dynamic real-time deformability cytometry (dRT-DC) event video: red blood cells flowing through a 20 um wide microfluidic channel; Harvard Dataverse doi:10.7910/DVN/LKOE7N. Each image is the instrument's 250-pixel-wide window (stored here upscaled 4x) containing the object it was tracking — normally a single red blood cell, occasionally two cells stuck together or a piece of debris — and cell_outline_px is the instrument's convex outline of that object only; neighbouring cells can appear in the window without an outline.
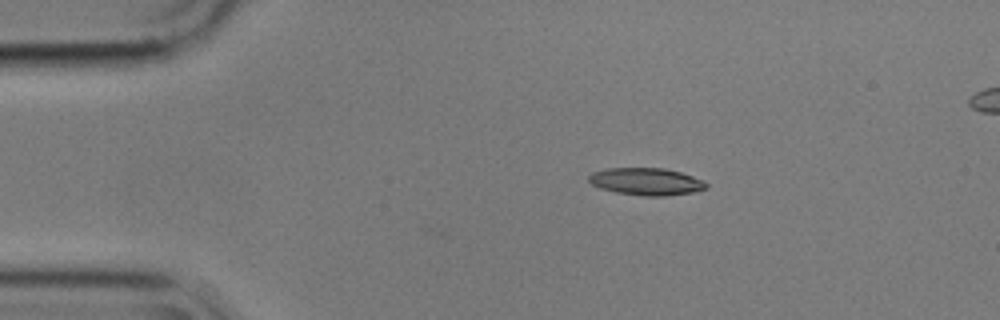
{"species": "common noctule bat (a hibernating species)", "species_latin": "Nyctalus noctula", "temperature_condition": "cold", "stored_images_in_passage": 18, "camera_frame_rate_fps": 3000, "um_per_image_px": 0.085, "animal": {"sex": "male", "body_mass_g": 17.9}, "frame": {"image": 1, "passage_image": 1, "time_ms": 0.0, "image_size_px": [1000, 320], "cell_outline_px": [[708, 188], [696, 192], [664, 196], [644, 196], [616, 192], [600, 188], [592, 184], [588, 180], [588, 176], [592, 172], [608, 168], [664, 168], [680, 172], [704, 180], [708, 184]], "centroid_in_image_um": [54.96, 15.43], "position_along_channel_um": 30.0, "area_um2": 18.79}}
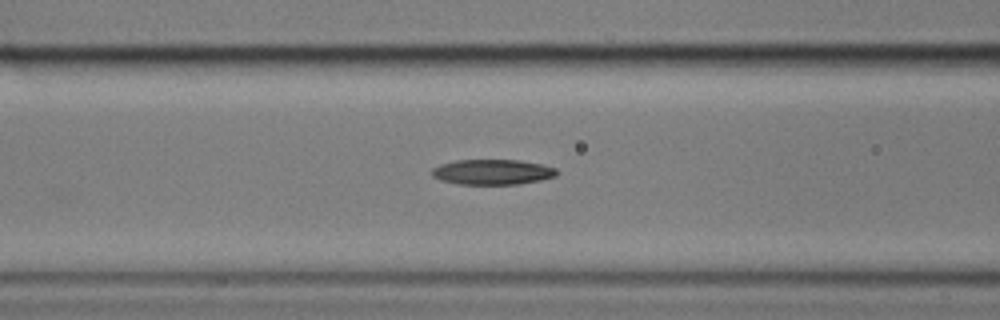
{"frame": {"image": 2, "passage_image": 13, "time_ms": 4.0, "image_size_px": [1000, 320], "cell_outline_px": [[560, 172], [556, 176], [540, 180], [520, 184], [460, 184], [440, 180], [432, 176], [432, 168], [440, 164], [456, 160], [520, 160], [544, 164], [556, 168]], "centroid_in_image_um": [41.9, 14.61], "position_along_channel_um": 124.7, "area_um2": 18.55}}
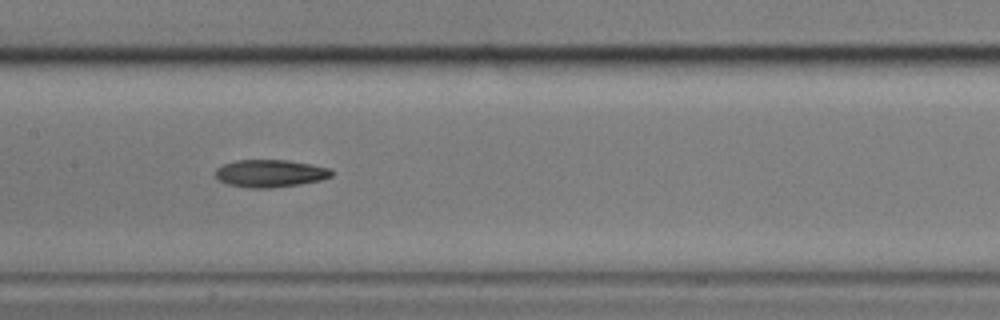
{"frame": {"image": 3, "passage_image": 18, "time_ms": 5.667, "image_size_px": [1000, 320], "cell_outline_px": [[332, 176], [320, 180], [300, 184], [272, 188], [248, 188], [228, 184], [220, 180], [216, 176], [216, 168], [224, 164], [236, 160], [288, 160], [312, 164], [328, 168], [332, 172]], "centroid_in_image_um": [22.96, 14.74], "position_along_channel_um": 184.4, "area_um2": 18.55}}